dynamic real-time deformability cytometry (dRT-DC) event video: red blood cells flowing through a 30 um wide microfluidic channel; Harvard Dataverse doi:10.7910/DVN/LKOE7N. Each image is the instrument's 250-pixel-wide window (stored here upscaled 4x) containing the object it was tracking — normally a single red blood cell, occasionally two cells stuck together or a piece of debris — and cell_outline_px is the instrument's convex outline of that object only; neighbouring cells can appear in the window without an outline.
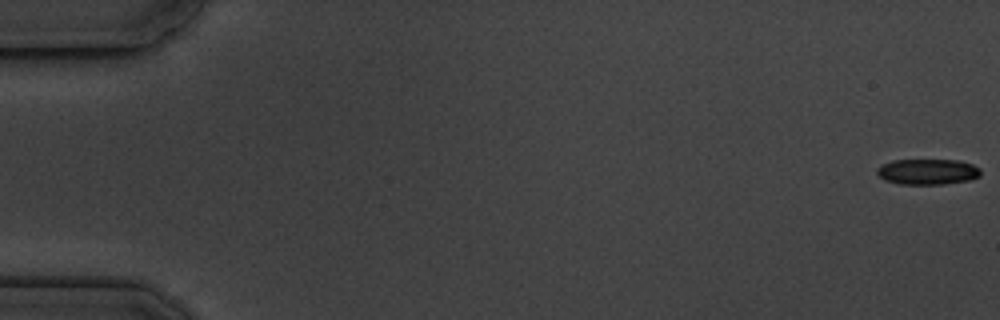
{"species": "common noctule bat (a hibernating species)", "species_latin": "Nyctalus noctula", "temperature_condition": "cold", "stored_images_in_passage": 5, "camera_frame_rate_fps": 3000, "um_per_image_px": 0.085, "animal": {"sex": "male", "body_mass_g": 19.5, "forearm_length_mm": 54.6}, "frame": {"image": 1, "passage_image": 1, "time_ms": 0.0, "image_size_px": [1000, 320], "cell_outline_px": [[980, 176], [968, 180], [944, 184], [900, 184], [884, 180], [876, 172], [876, 168], [880, 164], [892, 160], [960, 160], [972, 164], [980, 168]], "centroid_in_image_um": [78.82, 14.59], "position_along_channel_um": 6.2, "area_um2": 15.61}}